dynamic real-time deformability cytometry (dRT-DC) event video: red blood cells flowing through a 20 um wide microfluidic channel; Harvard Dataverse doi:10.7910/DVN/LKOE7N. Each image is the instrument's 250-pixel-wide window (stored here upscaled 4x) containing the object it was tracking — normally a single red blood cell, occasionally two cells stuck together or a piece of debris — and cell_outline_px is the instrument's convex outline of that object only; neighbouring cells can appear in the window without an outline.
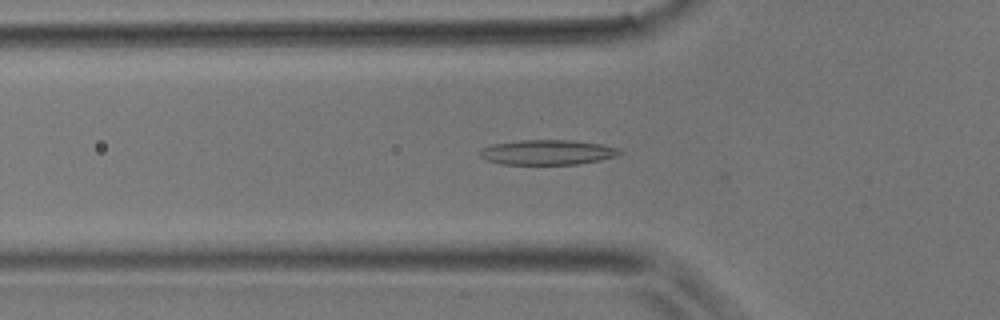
{"species": "common noctule bat (a hibernating species)", "species_latin": "Nyctalus noctula", "temperature_condition": "room temperature", "stored_images_in_passage": 40, "camera_frame_rate_fps": 3000, "um_per_image_px": 0.085, "animal": {"sex": "male", "body_mass_g": 17.9}, "frame": {"image": 1, "passage_image": 10, "time_ms": 3.0, "image_size_px": [1000, 320], "cell_outline_px": [[624, 152], [616, 156], [600, 160], [576, 164], [500, 164], [488, 160], [480, 156], [480, 148], [492, 144], [520, 140], [576, 140], [600, 144], [616, 148]], "centroid_in_image_um": [46.52, 12.94], "position_along_channel_um": 79.3, "area_um2": 20.29}}
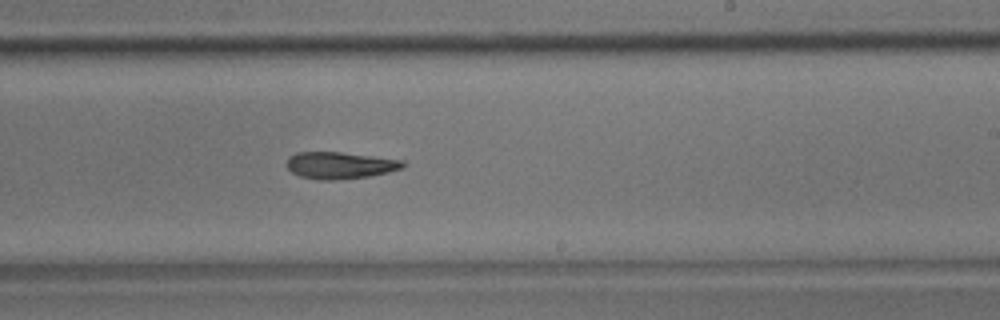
{"frame": {"image": 2, "passage_image": 22, "time_ms": 7.0, "image_size_px": [1000, 320], "cell_outline_px": [[408, 164], [404, 168], [388, 172], [368, 176], [336, 180], [320, 180], [300, 176], [292, 172], [288, 168], [288, 156], [296, 152], [340, 152], [404, 160]], "centroid_in_image_um": [28.93, 14.05], "position_along_channel_um": 260.1, "area_um2": 18.21}}
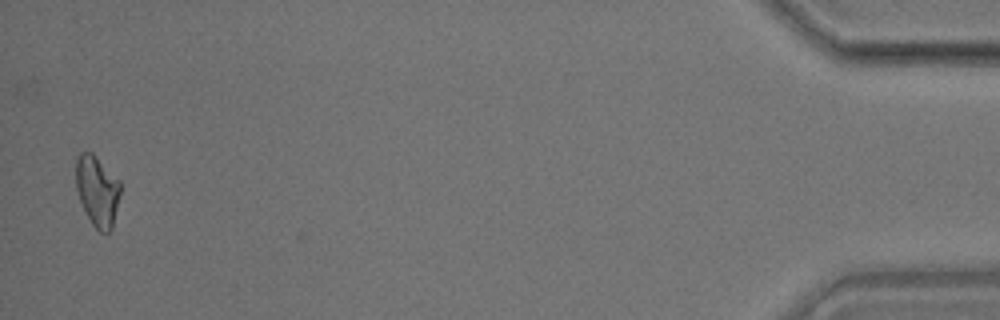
{"frame": {"image": 3, "passage_image": 39, "time_ms": 12.667, "image_size_px": [1000, 320], "cell_outline_px": [[120, 196], [112, 228], [108, 232], [100, 232], [92, 224], [80, 200], [76, 188], [76, 160], [80, 152], [92, 152], [120, 180]], "centroid_in_image_um": [8.28, 16.2], "position_along_channel_um": 426.9, "area_um2": 18.21}}